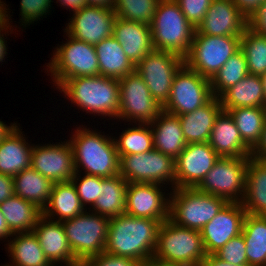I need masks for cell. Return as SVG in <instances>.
<instances>
[{
	"label": "cell",
	"mask_w": 266,
	"mask_h": 266,
	"mask_svg": "<svg viewBox=\"0 0 266 266\" xmlns=\"http://www.w3.org/2000/svg\"><path fill=\"white\" fill-rule=\"evenodd\" d=\"M17 123H11L10 126H7V124H4L3 121L0 120V141L13 130V128L16 126Z\"/></svg>",
	"instance_id": "obj_55"
},
{
	"label": "cell",
	"mask_w": 266,
	"mask_h": 266,
	"mask_svg": "<svg viewBox=\"0 0 266 266\" xmlns=\"http://www.w3.org/2000/svg\"><path fill=\"white\" fill-rule=\"evenodd\" d=\"M110 218L84 211L62 222L74 257L82 264L105 251Z\"/></svg>",
	"instance_id": "obj_8"
},
{
	"label": "cell",
	"mask_w": 266,
	"mask_h": 266,
	"mask_svg": "<svg viewBox=\"0 0 266 266\" xmlns=\"http://www.w3.org/2000/svg\"><path fill=\"white\" fill-rule=\"evenodd\" d=\"M209 144L220 157H250L252 149L242 140L235 121L222 110L213 125Z\"/></svg>",
	"instance_id": "obj_23"
},
{
	"label": "cell",
	"mask_w": 266,
	"mask_h": 266,
	"mask_svg": "<svg viewBox=\"0 0 266 266\" xmlns=\"http://www.w3.org/2000/svg\"><path fill=\"white\" fill-rule=\"evenodd\" d=\"M30 167L53 183L71 181L75 175L73 148L68 141L34 145Z\"/></svg>",
	"instance_id": "obj_15"
},
{
	"label": "cell",
	"mask_w": 266,
	"mask_h": 266,
	"mask_svg": "<svg viewBox=\"0 0 266 266\" xmlns=\"http://www.w3.org/2000/svg\"><path fill=\"white\" fill-rule=\"evenodd\" d=\"M8 243L11 262L4 266H50L34 232L14 233Z\"/></svg>",
	"instance_id": "obj_34"
},
{
	"label": "cell",
	"mask_w": 266,
	"mask_h": 266,
	"mask_svg": "<svg viewBox=\"0 0 266 266\" xmlns=\"http://www.w3.org/2000/svg\"><path fill=\"white\" fill-rule=\"evenodd\" d=\"M246 211L242 203L227 202L200 230L207 254H214L242 232Z\"/></svg>",
	"instance_id": "obj_19"
},
{
	"label": "cell",
	"mask_w": 266,
	"mask_h": 266,
	"mask_svg": "<svg viewBox=\"0 0 266 266\" xmlns=\"http://www.w3.org/2000/svg\"><path fill=\"white\" fill-rule=\"evenodd\" d=\"M207 253L199 230L162 222L152 261L165 266H200Z\"/></svg>",
	"instance_id": "obj_4"
},
{
	"label": "cell",
	"mask_w": 266,
	"mask_h": 266,
	"mask_svg": "<svg viewBox=\"0 0 266 266\" xmlns=\"http://www.w3.org/2000/svg\"><path fill=\"white\" fill-rule=\"evenodd\" d=\"M214 254L218 258L233 265L248 264L246 257V244L242 233L230 239Z\"/></svg>",
	"instance_id": "obj_42"
},
{
	"label": "cell",
	"mask_w": 266,
	"mask_h": 266,
	"mask_svg": "<svg viewBox=\"0 0 266 266\" xmlns=\"http://www.w3.org/2000/svg\"><path fill=\"white\" fill-rule=\"evenodd\" d=\"M14 195L13 176L0 173V203Z\"/></svg>",
	"instance_id": "obj_49"
},
{
	"label": "cell",
	"mask_w": 266,
	"mask_h": 266,
	"mask_svg": "<svg viewBox=\"0 0 266 266\" xmlns=\"http://www.w3.org/2000/svg\"><path fill=\"white\" fill-rule=\"evenodd\" d=\"M2 3L3 2H1L0 0V62H3L5 55L8 53L6 52L7 51V48H6L7 44L5 43L6 40L3 36L4 34L6 35V30L8 33V28L10 27L9 30H11V27H12L10 26L11 24L9 23L10 22L9 20L11 19L8 16V14H6L9 12L6 10H9V9L6 8L5 3L3 4ZM3 30L5 31V33L1 34V31L4 32Z\"/></svg>",
	"instance_id": "obj_47"
},
{
	"label": "cell",
	"mask_w": 266,
	"mask_h": 266,
	"mask_svg": "<svg viewBox=\"0 0 266 266\" xmlns=\"http://www.w3.org/2000/svg\"><path fill=\"white\" fill-rule=\"evenodd\" d=\"M119 91V120L123 118L128 122L151 123L163 110L136 71L119 79Z\"/></svg>",
	"instance_id": "obj_14"
},
{
	"label": "cell",
	"mask_w": 266,
	"mask_h": 266,
	"mask_svg": "<svg viewBox=\"0 0 266 266\" xmlns=\"http://www.w3.org/2000/svg\"><path fill=\"white\" fill-rule=\"evenodd\" d=\"M67 42L53 52L47 72L53 76L54 85L59 88L67 79L99 76V64L94 45L68 35Z\"/></svg>",
	"instance_id": "obj_7"
},
{
	"label": "cell",
	"mask_w": 266,
	"mask_h": 266,
	"mask_svg": "<svg viewBox=\"0 0 266 266\" xmlns=\"http://www.w3.org/2000/svg\"><path fill=\"white\" fill-rule=\"evenodd\" d=\"M241 50L245 54L250 75L262 76L266 73V36L247 26L241 36Z\"/></svg>",
	"instance_id": "obj_39"
},
{
	"label": "cell",
	"mask_w": 266,
	"mask_h": 266,
	"mask_svg": "<svg viewBox=\"0 0 266 266\" xmlns=\"http://www.w3.org/2000/svg\"><path fill=\"white\" fill-rule=\"evenodd\" d=\"M33 232L38 238L39 244L51 264L65 266H81L74 257L62 222L52 220L43 214L39 217Z\"/></svg>",
	"instance_id": "obj_21"
},
{
	"label": "cell",
	"mask_w": 266,
	"mask_h": 266,
	"mask_svg": "<svg viewBox=\"0 0 266 266\" xmlns=\"http://www.w3.org/2000/svg\"><path fill=\"white\" fill-rule=\"evenodd\" d=\"M162 222L126 213L110 218L105 252L140 263L152 261Z\"/></svg>",
	"instance_id": "obj_1"
},
{
	"label": "cell",
	"mask_w": 266,
	"mask_h": 266,
	"mask_svg": "<svg viewBox=\"0 0 266 266\" xmlns=\"http://www.w3.org/2000/svg\"><path fill=\"white\" fill-rule=\"evenodd\" d=\"M241 49V36H209L194 33L184 64L211 80L226 61Z\"/></svg>",
	"instance_id": "obj_9"
},
{
	"label": "cell",
	"mask_w": 266,
	"mask_h": 266,
	"mask_svg": "<svg viewBox=\"0 0 266 266\" xmlns=\"http://www.w3.org/2000/svg\"><path fill=\"white\" fill-rule=\"evenodd\" d=\"M14 194L36 205L40 210L47 206L54 183L35 171L24 169L13 177Z\"/></svg>",
	"instance_id": "obj_32"
},
{
	"label": "cell",
	"mask_w": 266,
	"mask_h": 266,
	"mask_svg": "<svg viewBox=\"0 0 266 266\" xmlns=\"http://www.w3.org/2000/svg\"><path fill=\"white\" fill-rule=\"evenodd\" d=\"M61 6H65L67 9L72 10V12H76L83 7L87 6V0H57Z\"/></svg>",
	"instance_id": "obj_52"
},
{
	"label": "cell",
	"mask_w": 266,
	"mask_h": 266,
	"mask_svg": "<svg viewBox=\"0 0 266 266\" xmlns=\"http://www.w3.org/2000/svg\"><path fill=\"white\" fill-rule=\"evenodd\" d=\"M112 36L121 44L134 65L155 50L150 25L145 23L116 17Z\"/></svg>",
	"instance_id": "obj_22"
},
{
	"label": "cell",
	"mask_w": 266,
	"mask_h": 266,
	"mask_svg": "<svg viewBox=\"0 0 266 266\" xmlns=\"http://www.w3.org/2000/svg\"><path fill=\"white\" fill-rule=\"evenodd\" d=\"M142 263L128 257L114 256L105 251L86 259L81 266H141Z\"/></svg>",
	"instance_id": "obj_45"
},
{
	"label": "cell",
	"mask_w": 266,
	"mask_h": 266,
	"mask_svg": "<svg viewBox=\"0 0 266 266\" xmlns=\"http://www.w3.org/2000/svg\"><path fill=\"white\" fill-rule=\"evenodd\" d=\"M73 13L64 31L66 36L70 35L91 45L112 36L117 17L113 8L85 6Z\"/></svg>",
	"instance_id": "obj_16"
},
{
	"label": "cell",
	"mask_w": 266,
	"mask_h": 266,
	"mask_svg": "<svg viewBox=\"0 0 266 266\" xmlns=\"http://www.w3.org/2000/svg\"><path fill=\"white\" fill-rule=\"evenodd\" d=\"M222 110L219 98L214 96L208 103L195 111L179 115L181 129L187 144L209 142L215 119Z\"/></svg>",
	"instance_id": "obj_24"
},
{
	"label": "cell",
	"mask_w": 266,
	"mask_h": 266,
	"mask_svg": "<svg viewBox=\"0 0 266 266\" xmlns=\"http://www.w3.org/2000/svg\"><path fill=\"white\" fill-rule=\"evenodd\" d=\"M200 266H251L249 264L233 265L218 258L215 254H207Z\"/></svg>",
	"instance_id": "obj_50"
},
{
	"label": "cell",
	"mask_w": 266,
	"mask_h": 266,
	"mask_svg": "<svg viewBox=\"0 0 266 266\" xmlns=\"http://www.w3.org/2000/svg\"><path fill=\"white\" fill-rule=\"evenodd\" d=\"M141 266H165V265H161L153 261H150V262L142 263Z\"/></svg>",
	"instance_id": "obj_57"
},
{
	"label": "cell",
	"mask_w": 266,
	"mask_h": 266,
	"mask_svg": "<svg viewBox=\"0 0 266 266\" xmlns=\"http://www.w3.org/2000/svg\"><path fill=\"white\" fill-rule=\"evenodd\" d=\"M128 182L119 174L100 177V197L92 206V212L105 217H117L125 213Z\"/></svg>",
	"instance_id": "obj_31"
},
{
	"label": "cell",
	"mask_w": 266,
	"mask_h": 266,
	"mask_svg": "<svg viewBox=\"0 0 266 266\" xmlns=\"http://www.w3.org/2000/svg\"><path fill=\"white\" fill-rule=\"evenodd\" d=\"M228 112L235 121L242 140L254 150L261 142L266 120V108L239 107Z\"/></svg>",
	"instance_id": "obj_36"
},
{
	"label": "cell",
	"mask_w": 266,
	"mask_h": 266,
	"mask_svg": "<svg viewBox=\"0 0 266 266\" xmlns=\"http://www.w3.org/2000/svg\"><path fill=\"white\" fill-rule=\"evenodd\" d=\"M241 233L246 244L248 264L266 266V216L246 213Z\"/></svg>",
	"instance_id": "obj_35"
},
{
	"label": "cell",
	"mask_w": 266,
	"mask_h": 266,
	"mask_svg": "<svg viewBox=\"0 0 266 266\" xmlns=\"http://www.w3.org/2000/svg\"><path fill=\"white\" fill-rule=\"evenodd\" d=\"M12 235L13 233L9 230L2 211L0 210V240H2V238L9 239L8 237H12Z\"/></svg>",
	"instance_id": "obj_53"
},
{
	"label": "cell",
	"mask_w": 266,
	"mask_h": 266,
	"mask_svg": "<svg viewBox=\"0 0 266 266\" xmlns=\"http://www.w3.org/2000/svg\"><path fill=\"white\" fill-rule=\"evenodd\" d=\"M137 127L128 128L115 139L119 157L131 154H141L152 150L153 134L149 123H136Z\"/></svg>",
	"instance_id": "obj_38"
},
{
	"label": "cell",
	"mask_w": 266,
	"mask_h": 266,
	"mask_svg": "<svg viewBox=\"0 0 266 266\" xmlns=\"http://www.w3.org/2000/svg\"><path fill=\"white\" fill-rule=\"evenodd\" d=\"M248 162L249 157H220L195 188L227 202L241 203Z\"/></svg>",
	"instance_id": "obj_10"
},
{
	"label": "cell",
	"mask_w": 266,
	"mask_h": 266,
	"mask_svg": "<svg viewBox=\"0 0 266 266\" xmlns=\"http://www.w3.org/2000/svg\"><path fill=\"white\" fill-rule=\"evenodd\" d=\"M249 74L245 54L240 49L232 55L210 80L213 96L219 97Z\"/></svg>",
	"instance_id": "obj_37"
},
{
	"label": "cell",
	"mask_w": 266,
	"mask_h": 266,
	"mask_svg": "<svg viewBox=\"0 0 266 266\" xmlns=\"http://www.w3.org/2000/svg\"><path fill=\"white\" fill-rule=\"evenodd\" d=\"M98 58L99 75L120 79L135 71V65L127 58L121 44L107 37L94 45Z\"/></svg>",
	"instance_id": "obj_28"
},
{
	"label": "cell",
	"mask_w": 266,
	"mask_h": 266,
	"mask_svg": "<svg viewBox=\"0 0 266 266\" xmlns=\"http://www.w3.org/2000/svg\"><path fill=\"white\" fill-rule=\"evenodd\" d=\"M149 124L153 134L154 149L176 159L187 146L179 116L162 110Z\"/></svg>",
	"instance_id": "obj_26"
},
{
	"label": "cell",
	"mask_w": 266,
	"mask_h": 266,
	"mask_svg": "<svg viewBox=\"0 0 266 266\" xmlns=\"http://www.w3.org/2000/svg\"><path fill=\"white\" fill-rule=\"evenodd\" d=\"M219 158L209 142L187 144L175 159V188H195Z\"/></svg>",
	"instance_id": "obj_17"
},
{
	"label": "cell",
	"mask_w": 266,
	"mask_h": 266,
	"mask_svg": "<svg viewBox=\"0 0 266 266\" xmlns=\"http://www.w3.org/2000/svg\"><path fill=\"white\" fill-rule=\"evenodd\" d=\"M184 65V58L154 50L135 65L153 98L163 107L169 100L175 74Z\"/></svg>",
	"instance_id": "obj_13"
},
{
	"label": "cell",
	"mask_w": 266,
	"mask_h": 266,
	"mask_svg": "<svg viewBox=\"0 0 266 266\" xmlns=\"http://www.w3.org/2000/svg\"><path fill=\"white\" fill-rule=\"evenodd\" d=\"M150 30L155 50L172 52L185 58L196 29L175 0H160Z\"/></svg>",
	"instance_id": "obj_5"
},
{
	"label": "cell",
	"mask_w": 266,
	"mask_h": 266,
	"mask_svg": "<svg viewBox=\"0 0 266 266\" xmlns=\"http://www.w3.org/2000/svg\"><path fill=\"white\" fill-rule=\"evenodd\" d=\"M265 0H232L241 14L248 20Z\"/></svg>",
	"instance_id": "obj_48"
},
{
	"label": "cell",
	"mask_w": 266,
	"mask_h": 266,
	"mask_svg": "<svg viewBox=\"0 0 266 266\" xmlns=\"http://www.w3.org/2000/svg\"><path fill=\"white\" fill-rule=\"evenodd\" d=\"M58 89L82 111L118 119L120 100L118 79L101 75L75 77L67 79Z\"/></svg>",
	"instance_id": "obj_3"
},
{
	"label": "cell",
	"mask_w": 266,
	"mask_h": 266,
	"mask_svg": "<svg viewBox=\"0 0 266 266\" xmlns=\"http://www.w3.org/2000/svg\"><path fill=\"white\" fill-rule=\"evenodd\" d=\"M213 97L210 80L184 64L174 76L171 94L163 111L183 115L202 107Z\"/></svg>",
	"instance_id": "obj_12"
},
{
	"label": "cell",
	"mask_w": 266,
	"mask_h": 266,
	"mask_svg": "<svg viewBox=\"0 0 266 266\" xmlns=\"http://www.w3.org/2000/svg\"><path fill=\"white\" fill-rule=\"evenodd\" d=\"M119 175L128 183L165 185V182H171L173 190L175 189V159L154 148L141 154L124 155L119 157Z\"/></svg>",
	"instance_id": "obj_11"
},
{
	"label": "cell",
	"mask_w": 266,
	"mask_h": 266,
	"mask_svg": "<svg viewBox=\"0 0 266 266\" xmlns=\"http://www.w3.org/2000/svg\"><path fill=\"white\" fill-rule=\"evenodd\" d=\"M262 85H263V90H264V99H265V105H266V73L260 76Z\"/></svg>",
	"instance_id": "obj_56"
},
{
	"label": "cell",
	"mask_w": 266,
	"mask_h": 266,
	"mask_svg": "<svg viewBox=\"0 0 266 266\" xmlns=\"http://www.w3.org/2000/svg\"><path fill=\"white\" fill-rule=\"evenodd\" d=\"M169 195V219L189 229L201 230L227 203L196 188H175Z\"/></svg>",
	"instance_id": "obj_6"
},
{
	"label": "cell",
	"mask_w": 266,
	"mask_h": 266,
	"mask_svg": "<svg viewBox=\"0 0 266 266\" xmlns=\"http://www.w3.org/2000/svg\"><path fill=\"white\" fill-rule=\"evenodd\" d=\"M252 156L257 159L266 161V120L264 123V130H263L261 142L252 151Z\"/></svg>",
	"instance_id": "obj_51"
},
{
	"label": "cell",
	"mask_w": 266,
	"mask_h": 266,
	"mask_svg": "<svg viewBox=\"0 0 266 266\" xmlns=\"http://www.w3.org/2000/svg\"><path fill=\"white\" fill-rule=\"evenodd\" d=\"M247 26L258 33L266 36V0L258 7L257 11L248 19Z\"/></svg>",
	"instance_id": "obj_46"
},
{
	"label": "cell",
	"mask_w": 266,
	"mask_h": 266,
	"mask_svg": "<svg viewBox=\"0 0 266 266\" xmlns=\"http://www.w3.org/2000/svg\"><path fill=\"white\" fill-rule=\"evenodd\" d=\"M0 210L13 234L33 232L39 217L42 215V210L36 205L15 194L0 203Z\"/></svg>",
	"instance_id": "obj_33"
},
{
	"label": "cell",
	"mask_w": 266,
	"mask_h": 266,
	"mask_svg": "<svg viewBox=\"0 0 266 266\" xmlns=\"http://www.w3.org/2000/svg\"><path fill=\"white\" fill-rule=\"evenodd\" d=\"M84 208L72 181L54 183L50 199L42 214L50 219L57 215L59 222L70 220L83 213ZM52 217V218H51Z\"/></svg>",
	"instance_id": "obj_30"
},
{
	"label": "cell",
	"mask_w": 266,
	"mask_h": 266,
	"mask_svg": "<svg viewBox=\"0 0 266 266\" xmlns=\"http://www.w3.org/2000/svg\"><path fill=\"white\" fill-rule=\"evenodd\" d=\"M100 133L79 126L70 137L75 172L80 173L82 166L81 169L88 175L105 178L119 174V156L114 138Z\"/></svg>",
	"instance_id": "obj_2"
},
{
	"label": "cell",
	"mask_w": 266,
	"mask_h": 266,
	"mask_svg": "<svg viewBox=\"0 0 266 266\" xmlns=\"http://www.w3.org/2000/svg\"><path fill=\"white\" fill-rule=\"evenodd\" d=\"M241 203L246 213L266 216V161L249 157Z\"/></svg>",
	"instance_id": "obj_27"
},
{
	"label": "cell",
	"mask_w": 266,
	"mask_h": 266,
	"mask_svg": "<svg viewBox=\"0 0 266 266\" xmlns=\"http://www.w3.org/2000/svg\"><path fill=\"white\" fill-rule=\"evenodd\" d=\"M248 20L232 0H212L195 33L209 36H242Z\"/></svg>",
	"instance_id": "obj_20"
},
{
	"label": "cell",
	"mask_w": 266,
	"mask_h": 266,
	"mask_svg": "<svg viewBox=\"0 0 266 266\" xmlns=\"http://www.w3.org/2000/svg\"><path fill=\"white\" fill-rule=\"evenodd\" d=\"M187 20L196 29L205 18L212 0H175Z\"/></svg>",
	"instance_id": "obj_44"
},
{
	"label": "cell",
	"mask_w": 266,
	"mask_h": 266,
	"mask_svg": "<svg viewBox=\"0 0 266 266\" xmlns=\"http://www.w3.org/2000/svg\"><path fill=\"white\" fill-rule=\"evenodd\" d=\"M17 125L0 141V173L15 176L30 168L33 145L26 142Z\"/></svg>",
	"instance_id": "obj_25"
},
{
	"label": "cell",
	"mask_w": 266,
	"mask_h": 266,
	"mask_svg": "<svg viewBox=\"0 0 266 266\" xmlns=\"http://www.w3.org/2000/svg\"><path fill=\"white\" fill-rule=\"evenodd\" d=\"M115 0H87V6L113 8Z\"/></svg>",
	"instance_id": "obj_54"
},
{
	"label": "cell",
	"mask_w": 266,
	"mask_h": 266,
	"mask_svg": "<svg viewBox=\"0 0 266 266\" xmlns=\"http://www.w3.org/2000/svg\"><path fill=\"white\" fill-rule=\"evenodd\" d=\"M51 2L53 0H21L20 15L22 18L20 20L22 25L26 27L28 23L30 25V23L40 20V17L47 15L50 12Z\"/></svg>",
	"instance_id": "obj_43"
},
{
	"label": "cell",
	"mask_w": 266,
	"mask_h": 266,
	"mask_svg": "<svg viewBox=\"0 0 266 266\" xmlns=\"http://www.w3.org/2000/svg\"><path fill=\"white\" fill-rule=\"evenodd\" d=\"M160 0H115L113 10L120 19L150 25Z\"/></svg>",
	"instance_id": "obj_40"
},
{
	"label": "cell",
	"mask_w": 266,
	"mask_h": 266,
	"mask_svg": "<svg viewBox=\"0 0 266 266\" xmlns=\"http://www.w3.org/2000/svg\"><path fill=\"white\" fill-rule=\"evenodd\" d=\"M156 183H128L125 213L164 222L169 219V197ZM166 196V197H165Z\"/></svg>",
	"instance_id": "obj_18"
},
{
	"label": "cell",
	"mask_w": 266,
	"mask_h": 266,
	"mask_svg": "<svg viewBox=\"0 0 266 266\" xmlns=\"http://www.w3.org/2000/svg\"><path fill=\"white\" fill-rule=\"evenodd\" d=\"M71 181L76 187L82 206L84 208L87 204L93 206L95 201L100 197V177L85 174L81 178L79 172H75Z\"/></svg>",
	"instance_id": "obj_41"
},
{
	"label": "cell",
	"mask_w": 266,
	"mask_h": 266,
	"mask_svg": "<svg viewBox=\"0 0 266 266\" xmlns=\"http://www.w3.org/2000/svg\"><path fill=\"white\" fill-rule=\"evenodd\" d=\"M218 98L224 111L239 107L266 108L262 81L256 75L248 74Z\"/></svg>",
	"instance_id": "obj_29"
}]
</instances>
